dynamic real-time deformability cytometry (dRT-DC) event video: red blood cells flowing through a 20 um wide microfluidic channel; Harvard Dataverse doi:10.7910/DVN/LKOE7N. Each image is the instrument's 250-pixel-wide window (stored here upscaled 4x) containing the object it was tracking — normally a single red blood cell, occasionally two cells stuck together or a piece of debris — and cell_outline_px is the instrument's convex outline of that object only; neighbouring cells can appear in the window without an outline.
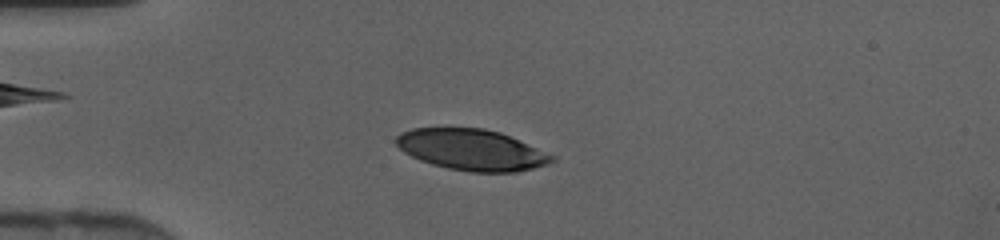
{"species": "human", "species_latin": "Homo sapiens", "temperature_condition": "cold", "stored_images_in_passage": 46, "camera_frame_rate_fps": 3000, "um_per_image_px": 0.085, "donor": {"sex": "female"}, "frame": {"image": 1, "passage_image": 12, "time_ms": 3.667, "image_size_px": [1000, 240], "cell_outline_px": [[556, 160], [548, 164], [516, 172], [472, 172], [448, 168], [432, 164], [420, 160], [404, 152], [396, 144], [396, 136], [400, 132], [412, 128], [444, 124], [448, 124], [484, 128], [500, 132], [556, 156]], "centroid_in_image_um": [40.04, 12.67], "position_along_channel_um": 45.0, "area_um2": 38.26}}
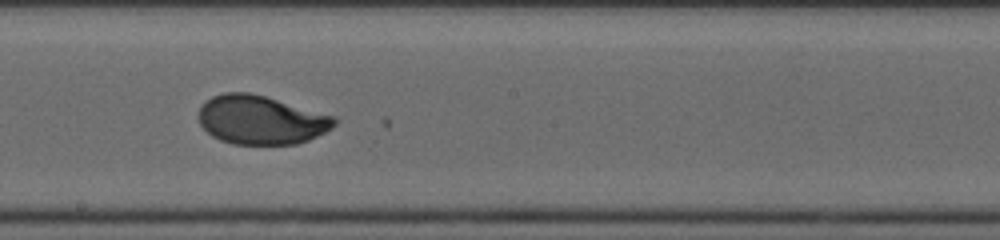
{"frame": {"image": 2, "passage_image": 26, "time_ms": 8.333, "image_size_px": [1000, 240], "cell_outline_px": [[340, 120], [332, 128], [308, 140], [296, 144], [232, 144], [220, 140], [212, 136], [200, 124], [200, 108], [212, 96], [224, 92], [248, 92], [264, 96], [336, 116]], "centroid_in_image_um": [22.22, 10.19], "position_along_channel_um": 226.0, "area_um2": 38.49}}
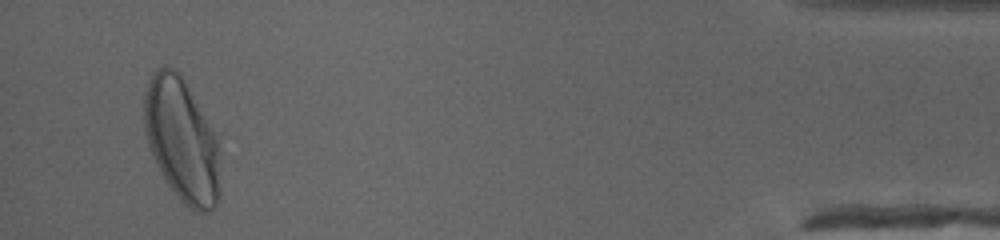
{"frame": {"image": 3, "passage_image": 44, "time_ms": 14.333, "image_size_px": [1000, 240], "cell_outline_px": [[220, 200], [216, 208], [208, 212], [200, 212], [184, 204], [180, 200], [168, 184], [148, 144], [144, 124], [144, 92], [148, 80], [152, 72], [156, 68], [164, 64], [172, 68], [184, 80], [212, 132], [216, 140], [220, 192]], "centroid_in_image_um": [15.42, 11.92], "position_along_channel_um": 419.8, "area_um2": 53.47}}